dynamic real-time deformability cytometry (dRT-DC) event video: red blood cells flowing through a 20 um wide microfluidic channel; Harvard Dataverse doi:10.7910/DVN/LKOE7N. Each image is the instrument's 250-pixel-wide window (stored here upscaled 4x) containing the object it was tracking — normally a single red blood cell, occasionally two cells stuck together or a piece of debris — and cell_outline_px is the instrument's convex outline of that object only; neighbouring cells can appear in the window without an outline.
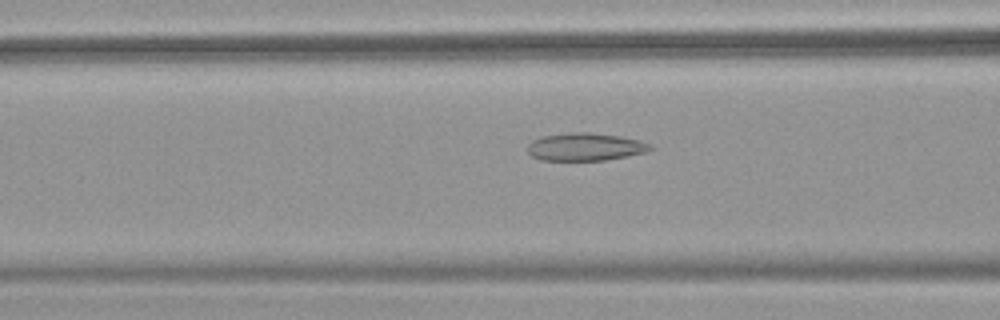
{"species": "common noctule bat (a hibernating species)", "species_latin": "Nyctalus noctula", "temperature_condition": "warm", "stored_images_in_passage": 35, "camera_frame_rate_fps": 3000, "um_per_image_px": 0.085, "animal": {"sex": "female", "body_mass_g": 18.4}, "frame": {"image": 1, "passage_image": 8, "time_ms": 2.333, "image_size_px": [1000, 320], "cell_outline_px": [[652, 148], [644, 152], [604, 160], [540, 160], [532, 156], [528, 152], [528, 144], [532, 140], [544, 136], [572, 132], [588, 132], [620, 136], [640, 140], [652, 144]], "centroid_in_image_um": [49.73, 12.47], "position_along_channel_um": 116.9, "area_um2": 19.65}}
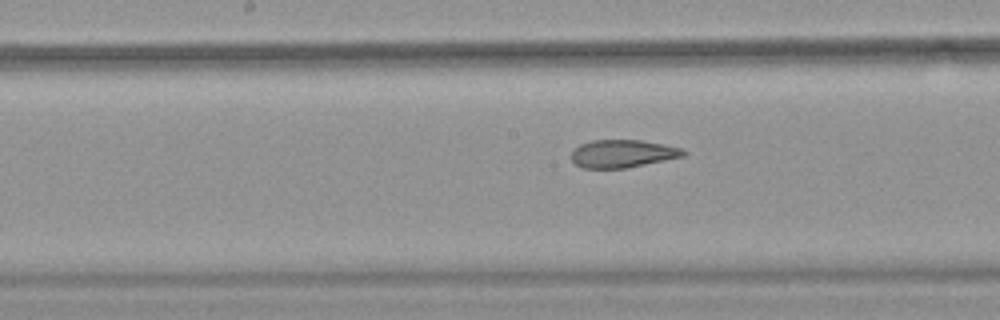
{"frame": {"image": 2, "passage_image": 14, "time_ms": 4.333, "image_size_px": [1000, 320], "cell_outline_px": [[688, 152], [684, 156], [624, 168], [584, 168], [576, 164], [572, 160], [572, 152], [580, 144], [592, 140], [640, 140], [664, 144], [680, 148]], "centroid_in_image_um": [52.92, 13.05], "position_along_channel_um": 195.3, "area_um2": 17.92}}
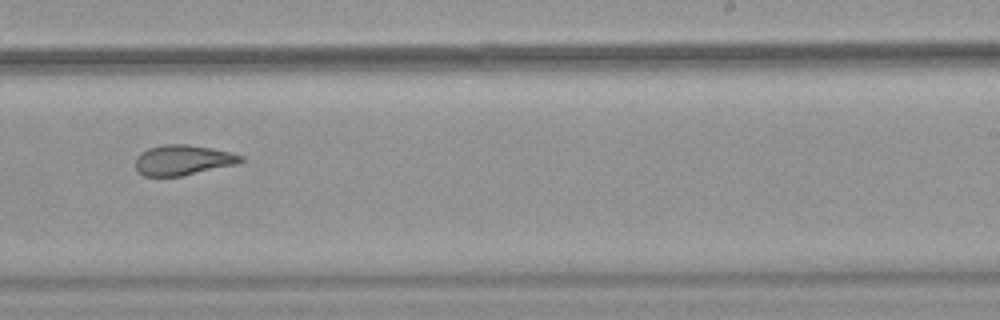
{"frame": {"image": 3, "passage_image": 20, "time_ms": 6.333, "image_size_px": [1000, 320], "cell_outline_px": [[244, 160], [236, 164], [180, 176], [144, 176], [136, 168], [136, 156], [140, 152], [148, 148], [164, 144], [188, 144], [232, 152], [244, 156]], "centroid_in_image_um": [15.54, 13.59], "position_along_channel_um": 273.5, "area_um2": 18.5}, "authors_computed_cell_mechanics": {"area_um2": 19.4208, "velocity_mm_per_s": 3.9251, "shape_relaxation_time_tau1_ms": null, "shape_relaxation_time_tau2_ms": 1.5021, "deformation_change_tau1": null, "deformation_change_tau2": 0.1005}}